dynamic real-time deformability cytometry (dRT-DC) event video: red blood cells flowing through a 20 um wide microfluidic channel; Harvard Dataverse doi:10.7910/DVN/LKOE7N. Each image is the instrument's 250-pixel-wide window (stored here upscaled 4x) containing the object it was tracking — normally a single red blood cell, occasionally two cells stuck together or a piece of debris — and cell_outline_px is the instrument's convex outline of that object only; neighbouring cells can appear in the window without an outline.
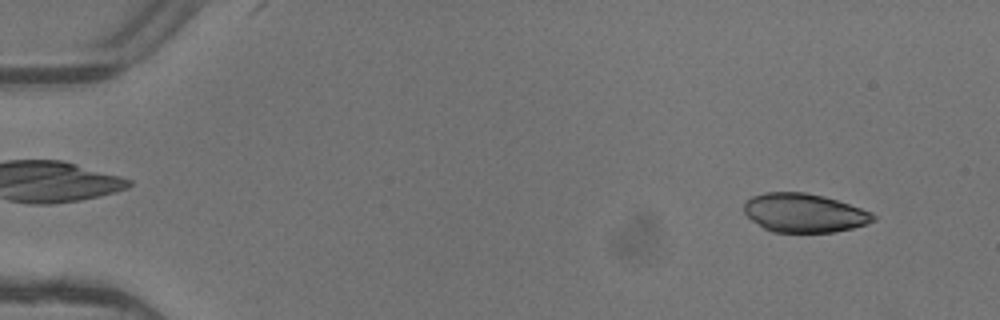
{"species": "common noctule bat (a hibernating species)", "species_latin": "Nyctalus noctula", "temperature_condition": "warm", "stored_images_in_passage": 3, "camera_frame_rate_fps": 3000, "um_per_image_px": 0.085, "animal": {"sex": "female"}, "frame": {"image": 1, "passage_image": 1, "time_ms": 0.0, "image_size_px": [1000, 320], "cell_outline_px": [[876, 220], [868, 224], [836, 232], [772, 232], [764, 228], [752, 220], [744, 212], [744, 204], [752, 196], [764, 192], [804, 192], [824, 196], [872, 212], [876, 216]], "centroid_in_image_um": [68.37, 18.1], "position_along_channel_um": 16.6, "area_um2": 29.19}}
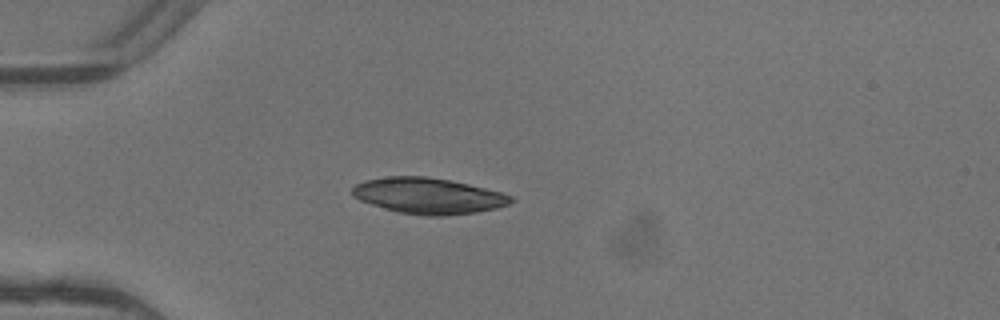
{"frame": {"image": 2, "passage_image": 3, "time_ms": 0.667, "image_size_px": [1000, 320], "cell_outline_px": [[516, 200], [508, 204], [496, 208], [476, 212], [444, 216], [424, 216], [396, 212], [360, 200], [352, 196], [352, 188], [356, 184], [364, 180], [388, 176], [424, 176], [448, 180], [468, 184], [500, 192], [512, 196]], "centroid_in_image_um": [36.39, 16.65], "position_along_channel_um": 48.6, "area_um2": 33.18}}